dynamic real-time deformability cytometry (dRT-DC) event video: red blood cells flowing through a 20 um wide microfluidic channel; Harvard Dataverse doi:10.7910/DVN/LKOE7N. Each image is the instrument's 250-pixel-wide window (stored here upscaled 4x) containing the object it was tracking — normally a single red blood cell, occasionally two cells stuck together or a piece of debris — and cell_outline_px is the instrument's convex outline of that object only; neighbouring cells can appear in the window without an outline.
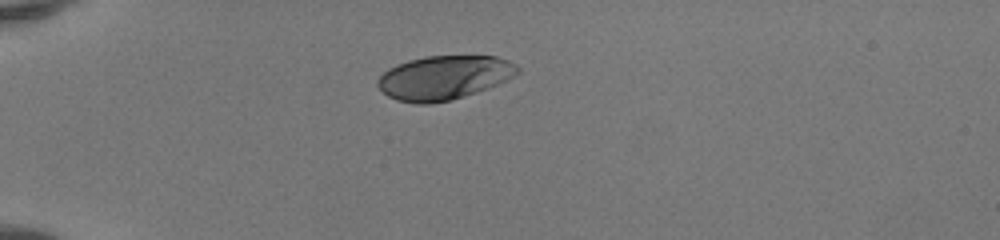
{"species": "human", "species_latin": "Homo sapiens", "temperature_condition": "room temperature", "stored_images_in_passage": 37, "camera_frame_rate_fps": 3000, "um_per_image_px": 0.085, "donor": {"sex": "female"}, "frame": {"image": 1, "passage_image": 1, "time_ms": 0.0, "image_size_px": [1000, 240], "cell_outline_px": [[520, 72], [488, 88], [452, 100], [428, 104], [416, 104], [396, 100], [388, 96], [376, 84], [376, 80], [388, 68], [396, 64], [408, 60], [428, 56], [496, 56], [508, 60], [516, 64], [520, 68]], "centroid_in_image_um": [37.72, 6.6], "position_along_channel_um": 47.3, "area_um2": 35.84}}
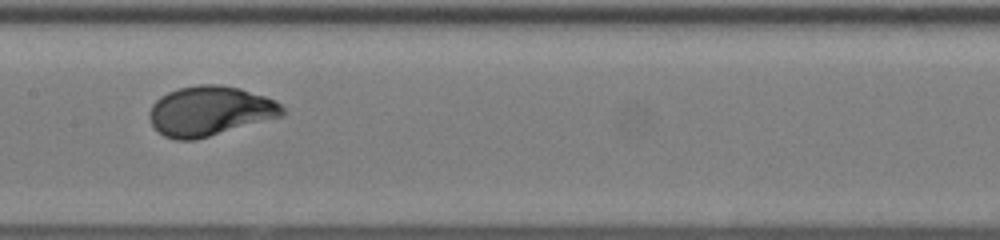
{"frame": {"image": 2, "passage_image": 14, "time_ms": 4.333, "image_size_px": [1000, 240], "cell_outline_px": [[284, 116], [196, 140], [176, 140], [164, 136], [152, 124], [148, 116], [148, 112], [152, 104], [160, 96], [168, 92], [180, 88], [200, 84], [220, 84], [240, 88], [276, 100], [284, 108]], "centroid_in_image_um": [17.85, 9.44], "position_along_channel_um": 189.6, "area_um2": 38.73}}
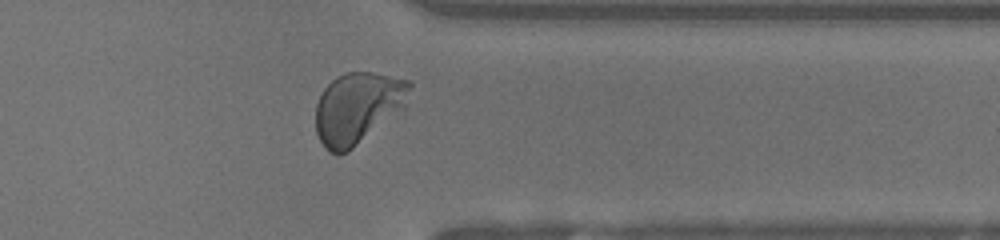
{"frame": {"image": 3, "passage_image": 28, "time_ms": 9.0, "image_size_px": [1000, 240], "cell_outline_px": [[412, 84], [404, 108], [348, 152], [328, 152], [324, 148], [316, 132], [316, 104], [324, 88], [336, 76], [344, 72], [372, 72], [412, 80]], "centroid_in_image_um": [30.41, 9.14], "position_along_channel_um": 381.0, "area_um2": 39.07}, "authors_computed_cell_mechanics": {"area_um2": 37.6278, "velocity_mm_per_s": 4.1258, "shape_relaxation_time_tau1_ms": 2.0202, "shape_relaxation_time_tau2_ms": null, "deformation_change_tau1": 0.1637, "deformation_change_tau2": null}}